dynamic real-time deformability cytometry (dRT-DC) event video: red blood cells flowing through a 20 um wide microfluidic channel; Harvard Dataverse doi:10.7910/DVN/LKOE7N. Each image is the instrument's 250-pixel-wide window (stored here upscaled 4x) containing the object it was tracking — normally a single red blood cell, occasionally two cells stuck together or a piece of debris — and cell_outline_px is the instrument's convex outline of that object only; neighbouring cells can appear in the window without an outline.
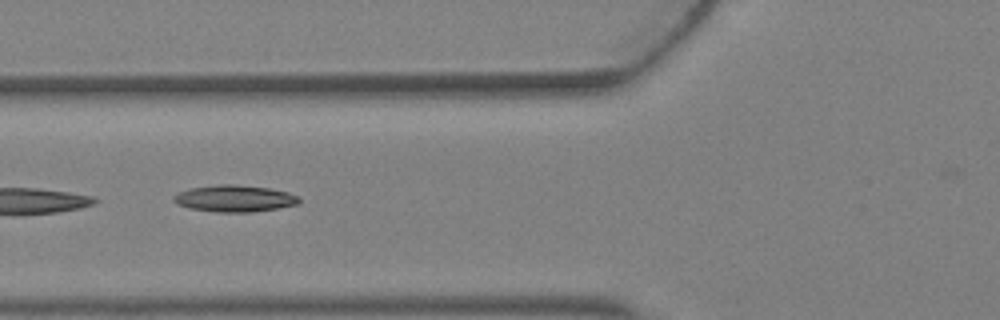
{"species": "Egyptian fruit bat (a non-hibernating species)", "species_latin": "Rousettus aegyptiacus", "temperature_condition": "warm", "stored_images_in_passage": 5, "camera_frame_rate_fps": 3000, "um_per_image_px": 0.085, "animal": {"sex": "female"}, "frame": {"image": 1, "passage_image": 5, "time_ms": 1.333, "image_size_px": [1000, 320], "cell_outline_px": [[300, 204], [252, 212], [216, 212], [188, 208], [176, 204], [172, 200], [172, 196], [188, 188], [220, 184], [236, 184], [268, 188], [288, 192], [300, 196]], "centroid_in_image_um": [19.92, 16.87], "position_along_channel_um": 105.9, "area_um2": 19.71}}